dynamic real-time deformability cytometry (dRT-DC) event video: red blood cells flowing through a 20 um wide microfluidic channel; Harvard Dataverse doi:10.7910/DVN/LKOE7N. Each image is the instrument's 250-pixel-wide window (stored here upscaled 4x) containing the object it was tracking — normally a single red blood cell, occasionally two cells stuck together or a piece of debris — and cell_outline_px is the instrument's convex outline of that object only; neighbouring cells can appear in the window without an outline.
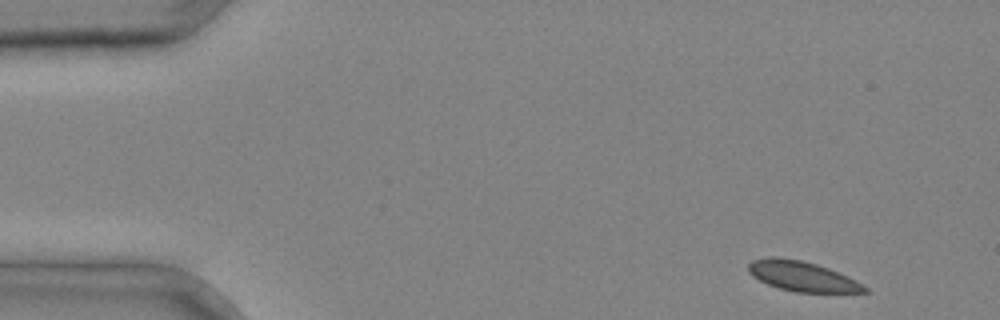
{"species": "common noctule bat (a hibernating species)", "species_latin": "Nyctalus noctula", "temperature_condition": "cold", "stored_images_in_passage": 4, "camera_frame_rate_fps": 3000, "um_per_image_px": 0.085, "animal": {"sex": "male", "body_mass_g": 20.4}, "frame": {"image": 1, "passage_image": 1, "time_ms": 0.0, "image_size_px": [1000, 320], "cell_outline_px": [[872, 292], [796, 292], [780, 288], [768, 284], [752, 276], [748, 272], [748, 264], [752, 260], [768, 256], [776, 256], [800, 260], [816, 264], [828, 268], [848, 276], [856, 280], [868, 288]], "centroid_in_image_um": [68.18, 23.47], "position_along_channel_um": 16.8, "area_um2": 20.29}}
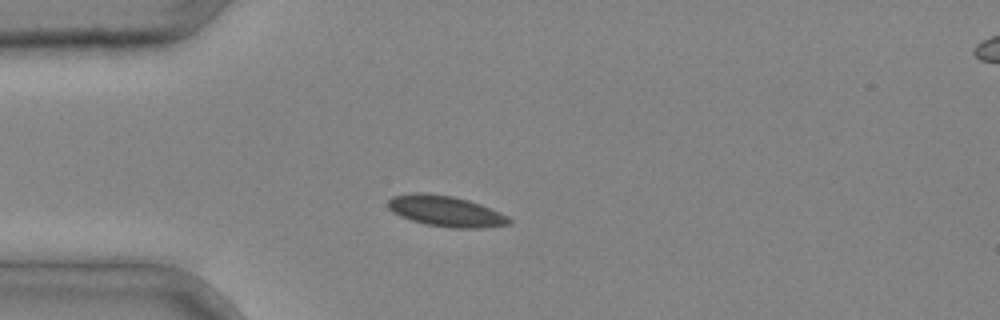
{"frame": {"image": 2, "passage_image": 3, "time_ms": 0.667, "image_size_px": [1000, 320], "cell_outline_px": [[512, 224], [480, 228], [452, 228], [424, 224], [400, 216], [392, 212], [388, 208], [388, 200], [392, 196], [412, 192], [428, 192], [452, 196], [468, 200], [480, 204], [500, 212], [508, 216], [512, 220]], "centroid_in_image_um": [37.88, 17.94], "position_along_channel_um": 47.1, "area_um2": 21.96}}